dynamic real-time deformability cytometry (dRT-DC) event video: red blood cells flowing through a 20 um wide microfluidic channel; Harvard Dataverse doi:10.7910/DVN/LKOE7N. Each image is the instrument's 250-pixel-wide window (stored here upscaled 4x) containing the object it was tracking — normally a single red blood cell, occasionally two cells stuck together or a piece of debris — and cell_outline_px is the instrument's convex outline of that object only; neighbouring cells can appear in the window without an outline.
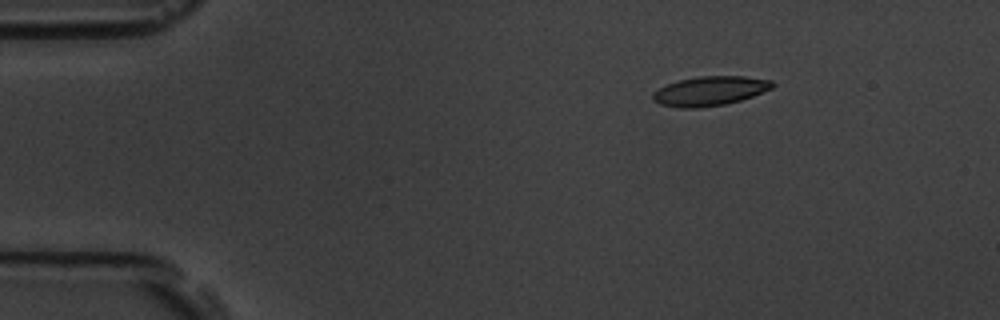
{"species": "common noctule bat (a hibernating species)", "species_latin": "Nyctalus noctula", "temperature_condition": "room temperature", "stored_images_in_passage": 4, "camera_frame_rate_fps": 3000, "um_per_image_px": 0.085, "animal": {"sex": "male", "body_mass_g": 19.5, "forearm_length_mm": 54.6}, "frame": {"image": 1, "passage_image": 1, "time_ms": 0.0, "image_size_px": [1000, 320], "cell_outline_px": [[776, 84], [772, 88], [752, 96], [740, 100], [724, 104], [700, 108], [676, 108], [660, 104], [652, 100], [652, 92], [668, 84], [680, 80], [700, 76], [744, 76], [772, 80]], "centroid_in_image_um": [60.33, 7.74], "position_along_channel_um": 24.7, "area_um2": 20.46}}